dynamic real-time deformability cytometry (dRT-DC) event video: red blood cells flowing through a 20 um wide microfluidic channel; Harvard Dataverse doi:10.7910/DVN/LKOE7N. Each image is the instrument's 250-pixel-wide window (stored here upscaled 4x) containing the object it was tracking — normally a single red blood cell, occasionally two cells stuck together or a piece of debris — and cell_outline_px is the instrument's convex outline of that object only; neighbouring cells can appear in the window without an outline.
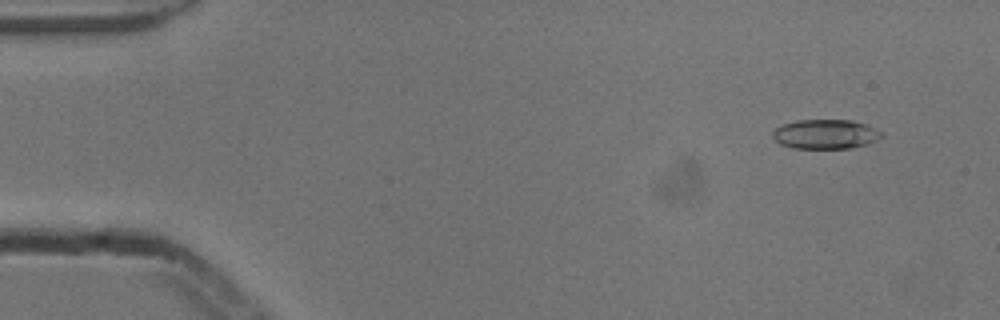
{"species": "common noctule bat (a hibernating species)", "species_latin": "Nyctalus noctula", "temperature_condition": "cold", "stored_images_in_passage": 5, "camera_frame_rate_fps": 3000, "um_per_image_px": 0.085, "animal": {"sex": "male", "body_mass_g": 13.3}, "frame": {"image": 1, "passage_image": 2, "time_ms": 0.333, "image_size_px": [1000, 320], "cell_outline_px": [[884, 136], [868, 144], [852, 148], [792, 148], [780, 144], [772, 136], [772, 132], [776, 128], [784, 124], [796, 120], [852, 120], [868, 124], [884, 132]], "centroid_in_image_um": [70.22, 11.4], "position_along_channel_um": 14.8, "area_um2": 18.9}}
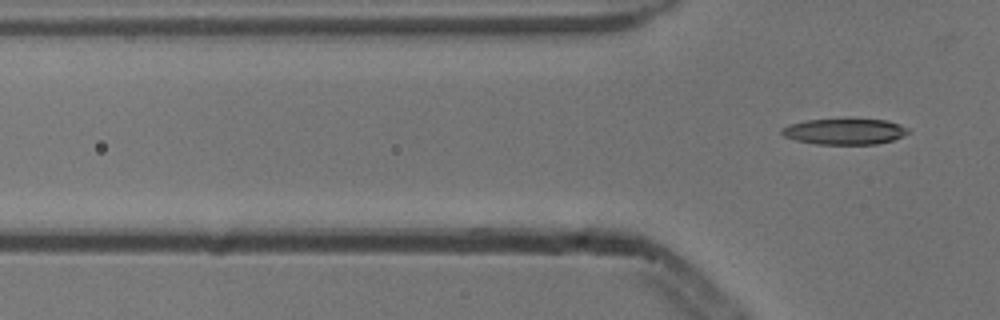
{"frame": {"image": 2, "passage_image": 5, "time_ms": 1.333, "image_size_px": [1000, 320], "cell_outline_px": [[908, 132], [892, 140], [876, 144], [816, 144], [796, 140], [784, 136], [780, 132], [780, 128], [788, 124], [808, 120], [848, 116], [888, 120], [900, 124], [908, 128]], "centroid_in_image_um": [71.76, 11.12], "position_along_channel_um": 54.0, "area_um2": 19.94}}